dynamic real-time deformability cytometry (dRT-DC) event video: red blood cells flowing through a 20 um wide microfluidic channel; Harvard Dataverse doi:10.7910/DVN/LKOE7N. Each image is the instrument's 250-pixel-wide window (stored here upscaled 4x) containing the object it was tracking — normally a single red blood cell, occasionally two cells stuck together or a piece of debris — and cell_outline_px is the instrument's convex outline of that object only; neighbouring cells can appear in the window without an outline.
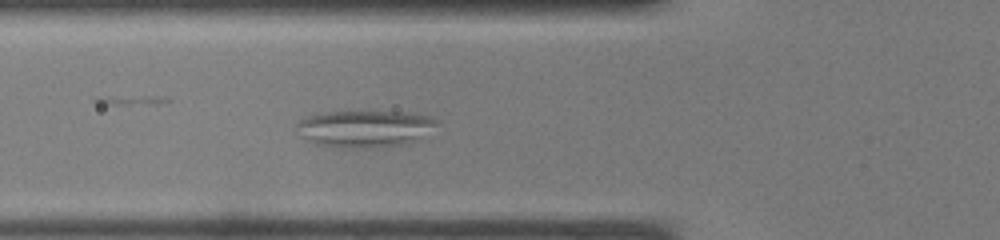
{"species": "common noctule bat (a hibernating species)", "species_latin": "Nyctalus noctula", "temperature_condition": "warm", "stored_images_in_passage": 32, "camera_frame_rate_fps": 3000, "um_per_image_px": 0.085, "animal": {"sex": "male", "body_mass_g": 19.0, "forearm_length_mm": 50.8}, "frame": {"image": 1, "passage_image": 7, "time_ms": 2.0, "image_size_px": [1000, 240], "cell_outline_px": [[440, 124], [420, 140], [404, 144], [372, 148], [344, 148], [312, 144], [304, 140], [300, 136], [296, 124], [300, 120], [308, 116], [328, 112], [408, 112], [432, 116]], "centroid_in_image_um": [31.04, 10.95], "position_along_channel_um": 94.8, "area_um2": 30.63}}
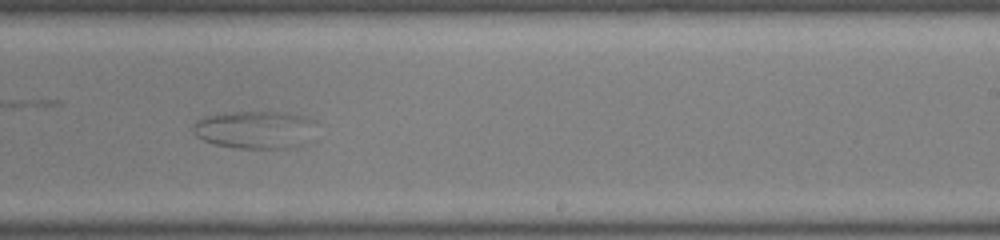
{"frame": {"image": 2, "passage_image": 17, "time_ms": 5.333, "image_size_px": [1000, 240], "cell_outline_px": [[320, 124], [296, 148], [236, 148], [212, 144], [196, 136], [192, 128], [196, 120], [204, 116], [224, 112], [284, 112], [316, 120]], "centroid_in_image_um": [21.65, 11.01], "position_along_channel_um": 267.3, "area_um2": 27.28}}
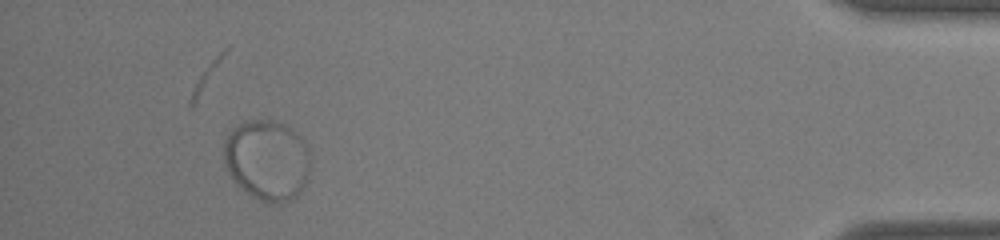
{"frame": {"image": 3, "passage_image": 29, "time_ms": 9.333, "image_size_px": [1000, 240], "cell_outline_px": [[312, 152], [308, 180], [300, 192], [292, 200], [280, 204], [268, 204], [252, 196], [240, 188], [236, 184], [228, 172], [224, 164], [224, 140], [228, 132], [232, 128], [244, 120], [272, 120], [284, 124], [292, 128], [304, 140]], "centroid_in_image_um": [22.73, 13.61], "position_along_channel_um": 412.5, "area_um2": 41.73}}